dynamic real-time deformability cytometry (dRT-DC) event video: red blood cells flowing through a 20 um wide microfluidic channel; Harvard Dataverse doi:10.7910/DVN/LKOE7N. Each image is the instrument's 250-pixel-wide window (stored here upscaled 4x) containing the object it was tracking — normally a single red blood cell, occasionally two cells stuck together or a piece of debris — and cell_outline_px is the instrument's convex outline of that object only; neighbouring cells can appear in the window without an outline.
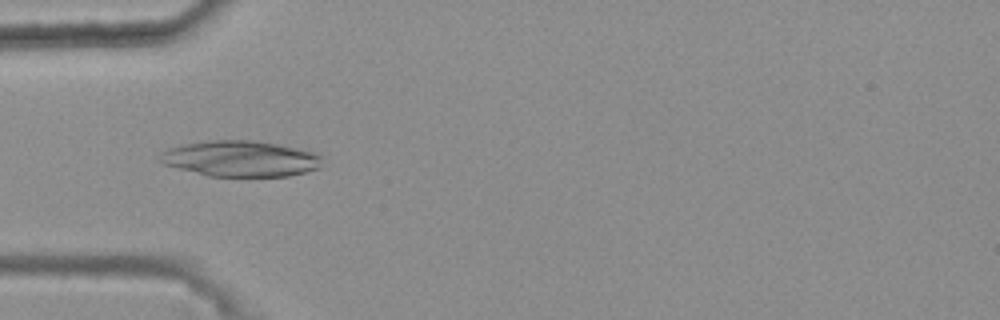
{"species": "common noctule bat (a hibernating species)", "species_latin": "Nyctalus noctula", "temperature_condition": "warm", "stored_images_in_passage": 46, "camera_frame_rate_fps": 3000, "um_per_image_px": 0.085, "animal": {"sex": "female", "body_mass_g": 25.1}, "frame": {"image": 1, "passage_image": 16, "time_ms": 5.0, "image_size_px": [1000, 320], "cell_outline_px": [[320, 168], [288, 176], [208, 176], [164, 164], [156, 160], [156, 156], [160, 152], [168, 148], [180, 144], [208, 140], [252, 140], [276, 144], [316, 152], [320, 156]], "centroid_in_image_um": [20.37, 13.48], "position_along_channel_um": 64.6, "area_um2": 34.04}}
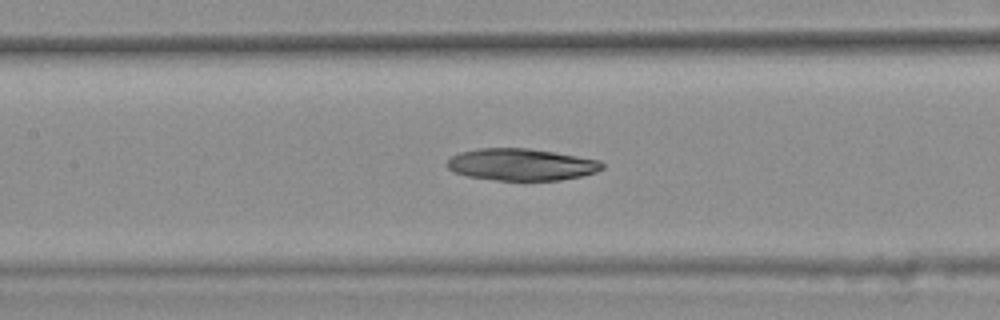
{"frame": {"image": 2, "passage_image": 24, "time_ms": 7.667, "image_size_px": [1000, 320], "cell_outline_px": [[604, 168], [596, 172], [580, 176], [560, 180], [496, 180], [468, 176], [456, 172], [448, 168], [448, 160], [452, 156], [460, 152], [480, 148], [528, 148], [600, 160], [604, 164]], "centroid_in_image_um": [44.33, 13.98], "position_along_channel_um": 163.1, "area_um2": 28.55}}
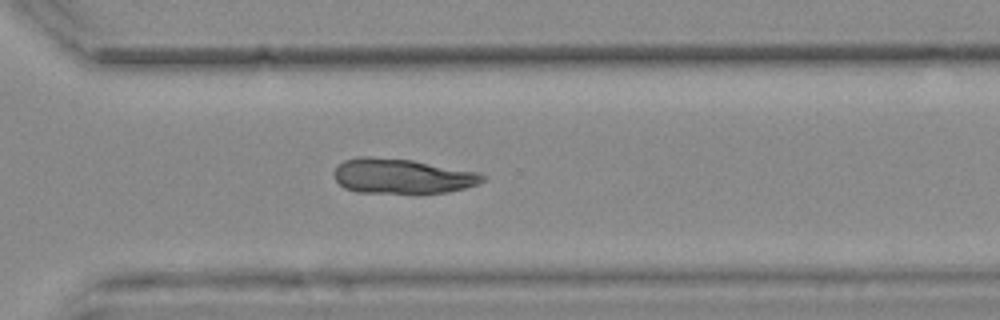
{"frame": {"image": 3, "passage_image": 38, "time_ms": 12.333, "image_size_px": [1000, 320], "cell_outline_px": [[484, 180], [476, 184], [464, 188], [448, 192], [424, 196], [412, 196], [356, 192], [344, 188], [336, 180], [336, 168], [344, 160], [356, 156], [368, 156], [412, 160], [480, 172], [484, 176]], "centroid_in_image_um": [34.2, 15.02], "position_along_channel_um": 336.4, "area_um2": 31.33}}